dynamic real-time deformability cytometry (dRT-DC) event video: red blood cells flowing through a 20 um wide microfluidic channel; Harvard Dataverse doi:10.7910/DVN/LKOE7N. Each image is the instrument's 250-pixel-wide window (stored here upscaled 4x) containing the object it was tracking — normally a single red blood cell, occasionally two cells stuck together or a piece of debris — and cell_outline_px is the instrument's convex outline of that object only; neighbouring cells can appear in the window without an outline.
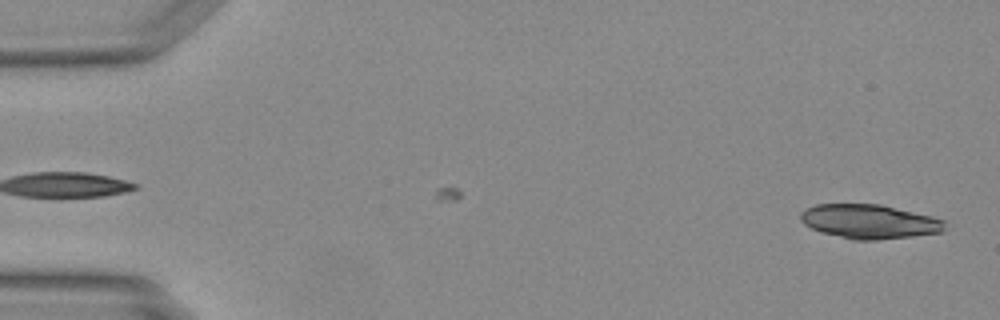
{"species": "Egyptian fruit bat (a non-hibernating species)", "species_latin": "Rousettus aegyptiacus", "temperature_condition": "warm", "stored_images_in_passage": 47, "segment_of_instrument_passage": [1, 2], "camera_frame_rate_fps": 3000, "um_per_image_px": 0.085, "animal": {"sex": "female"}, "frame": {"image": 1, "passage_image": 1, "time_ms": 0.0, "image_size_px": [1000, 320], "cell_outline_px": [[944, 232], [912, 236], [876, 240], [852, 240], [820, 232], [804, 224], [800, 220], [800, 212], [804, 208], [816, 204], [880, 204], [932, 216], [944, 220]], "centroid_in_image_um": [73.86, 18.83], "position_along_channel_um": 11.1, "area_um2": 28.9}}
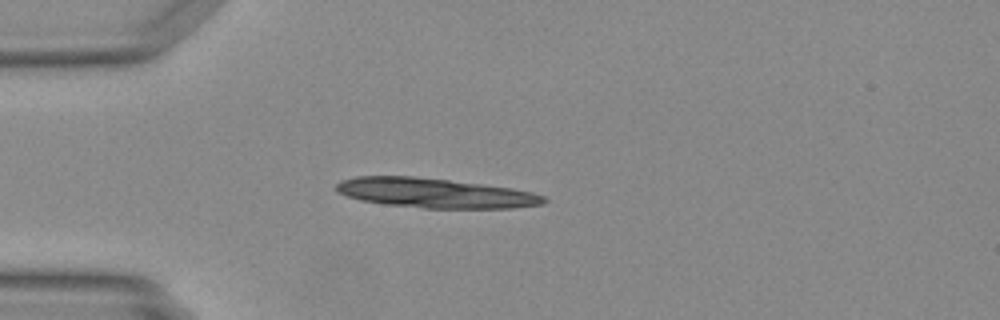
{"frame": {"image": 2, "passage_image": 12, "time_ms": 3.667, "image_size_px": [1000, 320], "cell_outline_px": [[548, 200], [544, 204], [512, 208], [424, 208], [384, 204], [364, 200], [348, 196], [336, 192], [336, 184], [340, 180], [356, 176], [412, 176], [448, 180], [512, 188], [532, 192], [544, 196]], "centroid_in_image_um": [36.98, 16.41], "position_along_channel_um": 48.0, "area_um2": 35.72}}